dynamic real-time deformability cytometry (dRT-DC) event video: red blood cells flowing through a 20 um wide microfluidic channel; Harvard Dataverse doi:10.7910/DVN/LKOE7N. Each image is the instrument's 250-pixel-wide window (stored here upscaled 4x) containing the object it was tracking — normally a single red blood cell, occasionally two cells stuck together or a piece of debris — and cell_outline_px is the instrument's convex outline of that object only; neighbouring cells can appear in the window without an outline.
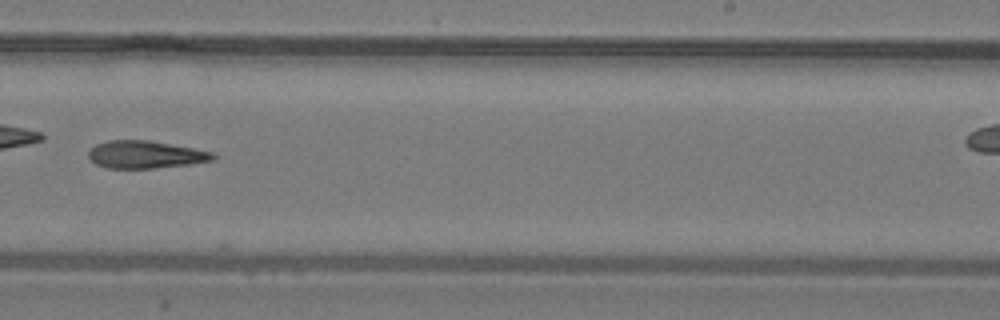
{"species": "common noctule bat (a hibernating species)", "species_latin": "Nyctalus noctula", "temperature_condition": "warm", "stored_images_in_passage": 25, "camera_frame_rate_fps": 3000, "um_per_image_px": 0.085, "animal": {"sex": "male", "body_mass_g": 19.2, "forearm_length_mm": 51.8}, "frame": {"image": 1, "passage_image": 17, "time_ms": 5.333, "image_size_px": [1000, 320], "cell_outline_px": [[216, 156], [212, 160], [188, 164], [152, 168], [108, 168], [96, 164], [88, 156], [88, 152], [96, 144], [108, 140], [148, 140], [192, 148], [212, 152]], "centroid_in_image_um": [12.32, 13.13], "position_along_channel_um": 276.7, "area_um2": 19.65}}